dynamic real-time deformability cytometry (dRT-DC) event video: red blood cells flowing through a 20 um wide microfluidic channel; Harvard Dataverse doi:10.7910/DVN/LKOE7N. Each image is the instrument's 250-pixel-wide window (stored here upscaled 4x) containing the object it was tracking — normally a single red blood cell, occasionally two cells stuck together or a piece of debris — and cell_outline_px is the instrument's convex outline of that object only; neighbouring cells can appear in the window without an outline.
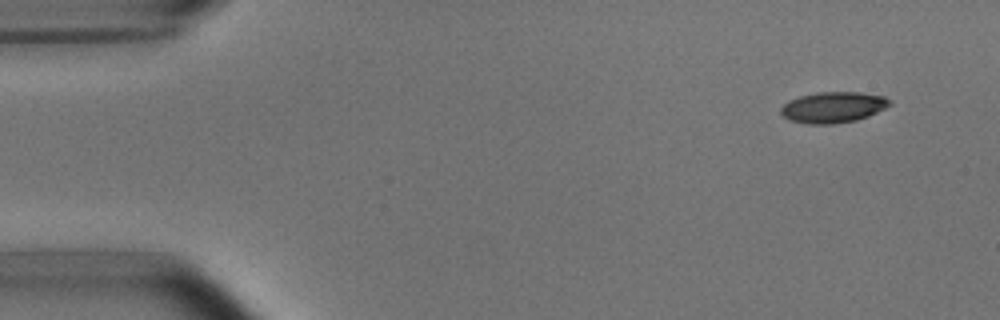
{"species": "common noctule bat (a hibernating species)", "species_latin": "Nyctalus noctula", "temperature_condition": "room temperature", "stored_images_in_passage": 10, "camera_frame_rate_fps": 3000, "um_per_image_px": 0.085, "animal": {"sex": "male", "body_mass_g": 15.6}, "frame": {"image": 1, "passage_image": 1, "time_ms": 0.0, "image_size_px": [1000, 320], "cell_outline_px": [[892, 104], [868, 116], [856, 120], [832, 124], [808, 124], [788, 120], [780, 112], [780, 108], [788, 100], [800, 96], [816, 92], [860, 92], [884, 96], [892, 100]], "centroid_in_image_um": [70.81, 9.11], "position_along_channel_um": 14.2, "area_um2": 19.71}}
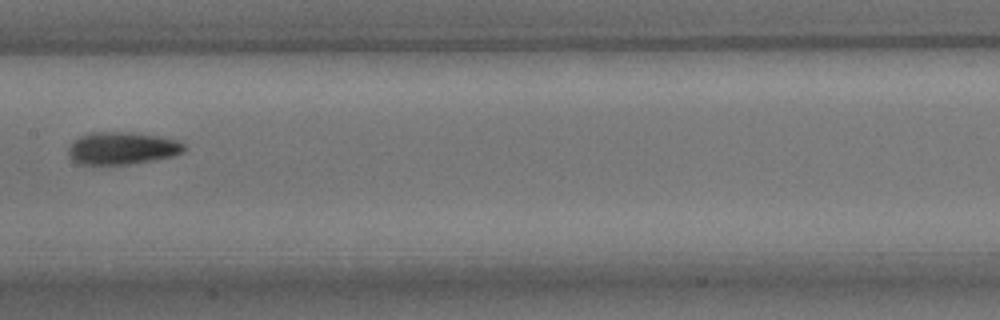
{"frame": {"image": 2, "passage_image": 7, "time_ms": 7.667, "image_size_px": [1000, 320], "cell_outline_px": [[184, 152], [176, 156], [128, 164], [80, 164], [72, 160], [68, 156], [68, 148], [72, 140], [88, 132], [132, 132], [160, 136], [176, 140], [184, 144]], "centroid_in_image_um": [10.36, 12.59], "position_along_channel_um": 197.0, "area_um2": 22.08}}
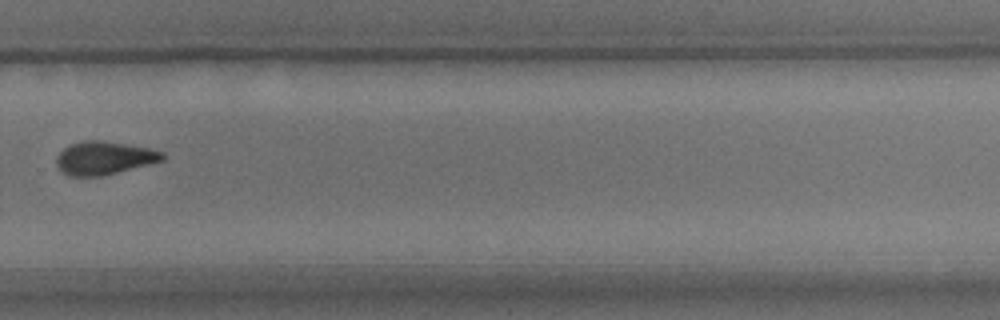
{"frame": {"image": 3, "passage_image": 10, "time_ms": 11.0, "image_size_px": [1000, 320], "cell_outline_px": [[164, 160], [100, 176], [68, 176], [56, 164], [56, 160], [60, 152], [64, 148], [72, 144], [84, 140], [100, 140], [148, 148], [164, 152]], "centroid_in_image_um": [8.84, 13.42], "position_along_channel_um": 321.0, "area_um2": 20.06}}